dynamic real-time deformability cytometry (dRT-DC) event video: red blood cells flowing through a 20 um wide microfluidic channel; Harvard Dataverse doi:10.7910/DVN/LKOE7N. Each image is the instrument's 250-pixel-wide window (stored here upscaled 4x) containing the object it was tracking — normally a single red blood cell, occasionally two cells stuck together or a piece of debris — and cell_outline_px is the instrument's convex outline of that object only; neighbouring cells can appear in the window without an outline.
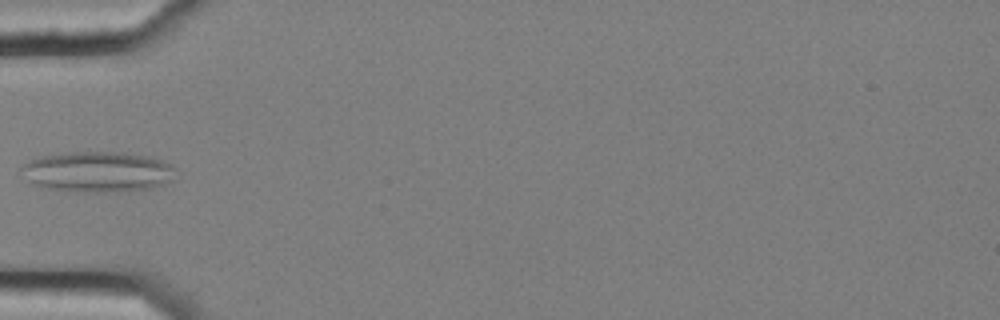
{"species": "common noctule bat (a hibernating species)", "species_latin": "Nyctalus noctula", "temperature_condition": "cold", "stored_images_in_passage": 6, "camera_frame_rate_fps": 3000, "um_per_image_px": 0.085, "animal": {"sex": "female", "body_mass_g": 25.1}, "frame": {"image": 1, "passage_image": 5, "time_ms": 1.333, "image_size_px": [1000, 320], "cell_outline_px": [[176, 168], [172, 180], [164, 184], [152, 188], [104, 192], [76, 192], [40, 188], [32, 184], [20, 168], [28, 160], [44, 156], [72, 152], [124, 152], [156, 156], [172, 164]], "centroid_in_image_um": [8.35, 14.6], "position_along_channel_um": 76.7, "area_um2": 36.93}}